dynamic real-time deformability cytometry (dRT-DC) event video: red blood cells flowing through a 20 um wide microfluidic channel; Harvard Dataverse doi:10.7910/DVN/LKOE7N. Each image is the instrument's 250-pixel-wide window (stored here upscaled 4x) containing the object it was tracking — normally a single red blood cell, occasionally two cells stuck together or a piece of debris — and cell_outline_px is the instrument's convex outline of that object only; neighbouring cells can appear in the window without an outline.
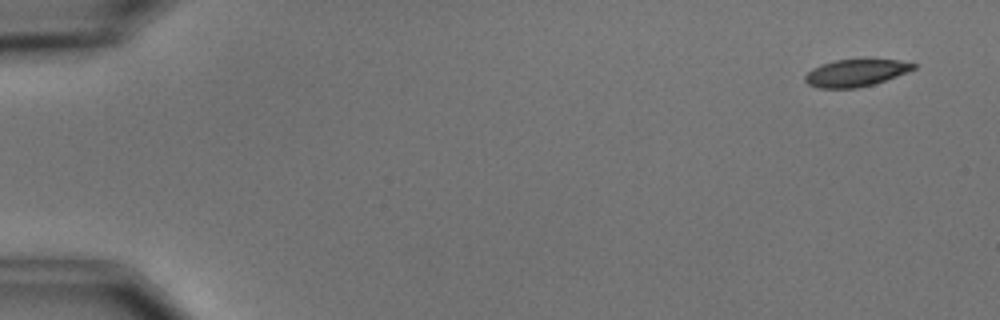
{"species": "common noctule bat (a hibernating species)", "species_latin": "Nyctalus noctula", "temperature_condition": "cold", "stored_images_in_passage": 5, "camera_frame_rate_fps": 3000, "um_per_image_px": 0.085, "animal": {"sex": "male", "body_mass_g": 15.6}, "frame": {"image": 1, "passage_image": 1, "time_ms": 0.0, "image_size_px": [1000, 320], "cell_outline_px": [[916, 68], [908, 72], [872, 84], [856, 88], [816, 88], [808, 84], [804, 80], [804, 76], [812, 68], [820, 64], [836, 60], [900, 60], [916, 64]], "centroid_in_image_um": [72.7, 6.2], "position_along_channel_um": 12.3, "area_um2": 16.99}}
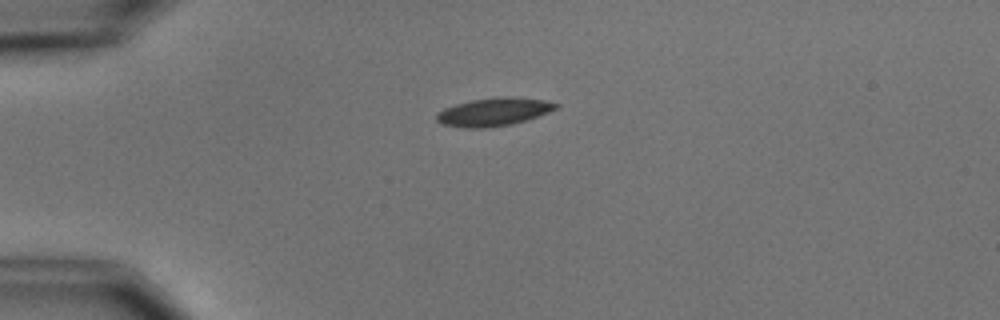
{"frame": {"image": 2, "passage_image": 4, "time_ms": 3.667, "image_size_px": [1000, 320], "cell_outline_px": [[560, 104], [556, 108], [548, 112], [512, 124], [484, 128], [464, 128], [440, 124], [436, 120], [436, 112], [444, 108], [456, 104], [472, 100], [496, 96], [508, 96], [544, 100]], "centroid_in_image_um": [41.91, 9.51], "position_along_channel_um": 43.1, "area_um2": 19.54}}